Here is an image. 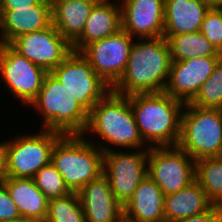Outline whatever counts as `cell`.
I'll list each match as a JSON object with an SVG mask.
<instances>
[{"mask_svg": "<svg viewBox=\"0 0 222 222\" xmlns=\"http://www.w3.org/2000/svg\"><path fill=\"white\" fill-rule=\"evenodd\" d=\"M171 63L169 44L164 37L134 40L125 72L112 91L125 96L164 92Z\"/></svg>", "mask_w": 222, "mask_h": 222, "instance_id": "cell-1", "label": "cell"}, {"mask_svg": "<svg viewBox=\"0 0 222 222\" xmlns=\"http://www.w3.org/2000/svg\"><path fill=\"white\" fill-rule=\"evenodd\" d=\"M91 133L98 135L101 139L98 140L100 144L97 139L96 143L91 141L94 137H89ZM86 134L89 136L86 137ZM83 135L103 152L112 151V145L120 150L150 148L140 135L128 96L116 94L112 90L89 112L88 124ZM106 143L109 145H104Z\"/></svg>", "mask_w": 222, "mask_h": 222, "instance_id": "cell-2", "label": "cell"}, {"mask_svg": "<svg viewBox=\"0 0 222 222\" xmlns=\"http://www.w3.org/2000/svg\"><path fill=\"white\" fill-rule=\"evenodd\" d=\"M128 98L140 135L148 146H177L185 103L165 92L133 94Z\"/></svg>", "mask_w": 222, "mask_h": 222, "instance_id": "cell-3", "label": "cell"}, {"mask_svg": "<svg viewBox=\"0 0 222 222\" xmlns=\"http://www.w3.org/2000/svg\"><path fill=\"white\" fill-rule=\"evenodd\" d=\"M104 152L83 134L62 135L55 143L51 162L71 192L103 174Z\"/></svg>", "mask_w": 222, "mask_h": 222, "instance_id": "cell-4", "label": "cell"}, {"mask_svg": "<svg viewBox=\"0 0 222 222\" xmlns=\"http://www.w3.org/2000/svg\"><path fill=\"white\" fill-rule=\"evenodd\" d=\"M42 115V129L67 134H83L86 130L89 112L79 104L62 86L57 78L48 72L36 99L29 105Z\"/></svg>", "mask_w": 222, "mask_h": 222, "instance_id": "cell-5", "label": "cell"}, {"mask_svg": "<svg viewBox=\"0 0 222 222\" xmlns=\"http://www.w3.org/2000/svg\"><path fill=\"white\" fill-rule=\"evenodd\" d=\"M177 146L195 161L222 156V109L200 108L185 103Z\"/></svg>", "mask_w": 222, "mask_h": 222, "instance_id": "cell-6", "label": "cell"}, {"mask_svg": "<svg viewBox=\"0 0 222 222\" xmlns=\"http://www.w3.org/2000/svg\"><path fill=\"white\" fill-rule=\"evenodd\" d=\"M27 134L3 141L8 177L33 178L43 166L51 162L53 147L63 135L45 129H40L35 134Z\"/></svg>", "mask_w": 222, "mask_h": 222, "instance_id": "cell-7", "label": "cell"}, {"mask_svg": "<svg viewBox=\"0 0 222 222\" xmlns=\"http://www.w3.org/2000/svg\"><path fill=\"white\" fill-rule=\"evenodd\" d=\"M51 73L88 112L112 90L80 52L73 51Z\"/></svg>", "mask_w": 222, "mask_h": 222, "instance_id": "cell-8", "label": "cell"}, {"mask_svg": "<svg viewBox=\"0 0 222 222\" xmlns=\"http://www.w3.org/2000/svg\"><path fill=\"white\" fill-rule=\"evenodd\" d=\"M147 174L164 196L173 194L195 180V160L178 146L150 147Z\"/></svg>", "mask_w": 222, "mask_h": 222, "instance_id": "cell-9", "label": "cell"}, {"mask_svg": "<svg viewBox=\"0 0 222 222\" xmlns=\"http://www.w3.org/2000/svg\"><path fill=\"white\" fill-rule=\"evenodd\" d=\"M124 151L115 148L103 154V175L108 179L115 198L123 206L148 175V149Z\"/></svg>", "mask_w": 222, "mask_h": 222, "instance_id": "cell-10", "label": "cell"}, {"mask_svg": "<svg viewBox=\"0 0 222 222\" xmlns=\"http://www.w3.org/2000/svg\"><path fill=\"white\" fill-rule=\"evenodd\" d=\"M48 72L21 56L9 44L0 43V76L7 90L25 106L37 97Z\"/></svg>", "mask_w": 222, "mask_h": 222, "instance_id": "cell-11", "label": "cell"}, {"mask_svg": "<svg viewBox=\"0 0 222 222\" xmlns=\"http://www.w3.org/2000/svg\"><path fill=\"white\" fill-rule=\"evenodd\" d=\"M134 39L121 29L114 35L90 43L80 53L112 88L125 72Z\"/></svg>", "mask_w": 222, "mask_h": 222, "instance_id": "cell-12", "label": "cell"}, {"mask_svg": "<svg viewBox=\"0 0 222 222\" xmlns=\"http://www.w3.org/2000/svg\"><path fill=\"white\" fill-rule=\"evenodd\" d=\"M21 56L51 72L73 52L72 45L51 25L20 35L9 44Z\"/></svg>", "mask_w": 222, "mask_h": 222, "instance_id": "cell-13", "label": "cell"}, {"mask_svg": "<svg viewBox=\"0 0 222 222\" xmlns=\"http://www.w3.org/2000/svg\"><path fill=\"white\" fill-rule=\"evenodd\" d=\"M221 58L222 56H207L172 61L164 92L183 103H190Z\"/></svg>", "mask_w": 222, "mask_h": 222, "instance_id": "cell-14", "label": "cell"}, {"mask_svg": "<svg viewBox=\"0 0 222 222\" xmlns=\"http://www.w3.org/2000/svg\"><path fill=\"white\" fill-rule=\"evenodd\" d=\"M122 30L135 38L164 36L165 0H121Z\"/></svg>", "mask_w": 222, "mask_h": 222, "instance_id": "cell-15", "label": "cell"}, {"mask_svg": "<svg viewBox=\"0 0 222 222\" xmlns=\"http://www.w3.org/2000/svg\"><path fill=\"white\" fill-rule=\"evenodd\" d=\"M52 25V4L40 0L34 6L0 9V43L10 44L20 35L47 29Z\"/></svg>", "mask_w": 222, "mask_h": 222, "instance_id": "cell-16", "label": "cell"}, {"mask_svg": "<svg viewBox=\"0 0 222 222\" xmlns=\"http://www.w3.org/2000/svg\"><path fill=\"white\" fill-rule=\"evenodd\" d=\"M77 193L85 222H124L123 205L115 198L103 174L85 184Z\"/></svg>", "mask_w": 222, "mask_h": 222, "instance_id": "cell-17", "label": "cell"}, {"mask_svg": "<svg viewBox=\"0 0 222 222\" xmlns=\"http://www.w3.org/2000/svg\"><path fill=\"white\" fill-rule=\"evenodd\" d=\"M124 222H165L164 193L147 175L123 206Z\"/></svg>", "mask_w": 222, "mask_h": 222, "instance_id": "cell-18", "label": "cell"}, {"mask_svg": "<svg viewBox=\"0 0 222 222\" xmlns=\"http://www.w3.org/2000/svg\"><path fill=\"white\" fill-rule=\"evenodd\" d=\"M105 0L96 3L86 21L80 37L72 44L75 52H81L87 45L114 35L122 29L120 1Z\"/></svg>", "mask_w": 222, "mask_h": 222, "instance_id": "cell-19", "label": "cell"}, {"mask_svg": "<svg viewBox=\"0 0 222 222\" xmlns=\"http://www.w3.org/2000/svg\"><path fill=\"white\" fill-rule=\"evenodd\" d=\"M210 8L206 0H165L163 37L200 31Z\"/></svg>", "mask_w": 222, "mask_h": 222, "instance_id": "cell-20", "label": "cell"}, {"mask_svg": "<svg viewBox=\"0 0 222 222\" xmlns=\"http://www.w3.org/2000/svg\"><path fill=\"white\" fill-rule=\"evenodd\" d=\"M52 25L72 45L82 34L96 2L89 0H51Z\"/></svg>", "mask_w": 222, "mask_h": 222, "instance_id": "cell-21", "label": "cell"}, {"mask_svg": "<svg viewBox=\"0 0 222 222\" xmlns=\"http://www.w3.org/2000/svg\"><path fill=\"white\" fill-rule=\"evenodd\" d=\"M212 206L201 185L194 180L183 189L164 196L165 222H174L202 214Z\"/></svg>", "mask_w": 222, "mask_h": 222, "instance_id": "cell-22", "label": "cell"}, {"mask_svg": "<svg viewBox=\"0 0 222 222\" xmlns=\"http://www.w3.org/2000/svg\"><path fill=\"white\" fill-rule=\"evenodd\" d=\"M4 184L22 217L45 221L49 199L37 188L32 178L8 177Z\"/></svg>", "mask_w": 222, "mask_h": 222, "instance_id": "cell-23", "label": "cell"}, {"mask_svg": "<svg viewBox=\"0 0 222 222\" xmlns=\"http://www.w3.org/2000/svg\"><path fill=\"white\" fill-rule=\"evenodd\" d=\"M172 61H184L190 58L222 56L200 32L177 34L167 39Z\"/></svg>", "mask_w": 222, "mask_h": 222, "instance_id": "cell-24", "label": "cell"}, {"mask_svg": "<svg viewBox=\"0 0 222 222\" xmlns=\"http://www.w3.org/2000/svg\"><path fill=\"white\" fill-rule=\"evenodd\" d=\"M195 180L205 191L208 200L222 207V156L196 160Z\"/></svg>", "mask_w": 222, "mask_h": 222, "instance_id": "cell-25", "label": "cell"}, {"mask_svg": "<svg viewBox=\"0 0 222 222\" xmlns=\"http://www.w3.org/2000/svg\"><path fill=\"white\" fill-rule=\"evenodd\" d=\"M44 222H85L84 212L77 192L49 199Z\"/></svg>", "mask_w": 222, "mask_h": 222, "instance_id": "cell-26", "label": "cell"}, {"mask_svg": "<svg viewBox=\"0 0 222 222\" xmlns=\"http://www.w3.org/2000/svg\"><path fill=\"white\" fill-rule=\"evenodd\" d=\"M190 104L200 108L222 109V58Z\"/></svg>", "mask_w": 222, "mask_h": 222, "instance_id": "cell-27", "label": "cell"}, {"mask_svg": "<svg viewBox=\"0 0 222 222\" xmlns=\"http://www.w3.org/2000/svg\"><path fill=\"white\" fill-rule=\"evenodd\" d=\"M37 188L48 198L63 197L71 193L65 185L61 173L50 162L43 166L32 178Z\"/></svg>", "mask_w": 222, "mask_h": 222, "instance_id": "cell-28", "label": "cell"}, {"mask_svg": "<svg viewBox=\"0 0 222 222\" xmlns=\"http://www.w3.org/2000/svg\"><path fill=\"white\" fill-rule=\"evenodd\" d=\"M200 32L211 45L222 54V16L217 9L210 8L201 24Z\"/></svg>", "mask_w": 222, "mask_h": 222, "instance_id": "cell-29", "label": "cell"}, {"mask_svg": "<svg viewBox=\"0 0 222 222\" xmlns=\"http://www.w3.org/2000/svg\"><path fill=\"white\" fill-rule=\"evenodd\" d=\"M19 217L21 214L11 199L5 184H0V222H9Z\"/></svg>", "mask_w": 222, "mask_h": 222, "instance_id": "cell-30", "label": "cell"}, {"mask_svg": "<svg viewBox=\"0 0 222 222\" xmlns=\"http://www.w3.org/2000/svg\"><path fill=\"white\" fill-rule=\"evenodd\" d=\"M174 222H222V207L213 205L208 211Z\"/></svg>", "mask_w": 222, "mask_h": 222, "instance_id": "cell-31", "label": "cell"}, {"mask_svg": "<svg viewBox=\"0 0 222 222\" xmlns=\"http://www.w3.org/2000/svg\"><path fill=\"white\" fill-rule=\"evenodd\" d=\"M40 0H0V9H16L36 5Z\"/></svg>", "mask_w": 222, "mask_h": 222, "instance_id": "cell-32", "label": "cell"}, {"mask_svg": "<svg viewBox=\"0 0 222 222\" xmlns=\"http://www.w3.org/2000/svg\"><path fill=\"white\" fill-rule=\"evenodd\" d=\"M8 178L7 155L4 142H0V184Z\"/></svg>", "mask_w": 222, "mask_h": 222, "instance_id": "cell-33", "label": "cell"}, {"mask_svg": "<svg viewBox=\"0 0 222 222\" xmlns=\"http://www.w3.org/2000/svg\"><path fill=\"white\" fill-rule=\"evenodd\" d=\"M9 222H44L42 220H38V219H32V218H25V217H19V218H16V219H13Z\"/></svg>", "mask_w": 222, "mask_h": 222, "instance_id": "cell-34", "label": "cell"}, {"mask_svg": "<svg viewBox=\"0 0 222 222\" xmlns=\"http://www.w3.org/2000/svg\"><path fill=\"white\" fill-rule=\"evenodd\" d=\"M209 5L211 8L216 9L219 6H222V0H209Z\"/></svg>", "mask_w": 222, "mask_h": 222, "instance_id": "cell-35", "label": "cell"}, {"mask_svg": "<svg viewBox=\"0 0 222 222\" xmlns=\"http://www.w3.org/2000/svg\"><path fill=\"white\" fill-rule=\"evenodd\" d=\"M218 11H219V13L221 14V16H222V6H219L218 8H216Z\"/></svg>", "mask_w": 222, "mask_h": 222, "instance_id": "cell-36", "label": "cell"}, {"mask_svg": "<svg viewBox=\"0 0 222 222\" xmlns=\"http://www.w3.org/2000/svg\"><path fill=\"white\" fill-rule=\"evenodd\" d=\"M89 1H93V2L99 3V2H102V1H105V0H89Z\"/></svg>", "mask_w": 222, "mask_h": 222, "instance_id": "cell-37", "label": "cell"}]
</instances>
